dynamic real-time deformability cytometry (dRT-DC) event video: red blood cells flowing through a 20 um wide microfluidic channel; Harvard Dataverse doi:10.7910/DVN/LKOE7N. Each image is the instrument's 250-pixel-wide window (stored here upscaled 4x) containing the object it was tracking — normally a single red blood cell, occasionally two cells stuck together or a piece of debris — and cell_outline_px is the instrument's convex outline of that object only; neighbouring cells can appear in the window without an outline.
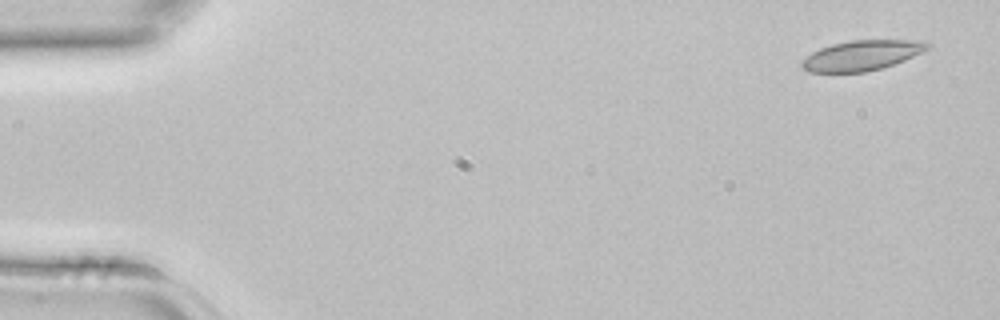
{"species": "common noctule bat (a hibernating species)", "species_latin": "Nyctalus noctula", "temperature_condition": "room temperature", "stored_images_in_passage": 3, "camera_frame_rate_fps": 3000, "um_per_image_px": 0.085, "animal": {"sex": "female", "body_mass_g": 22.7, "forearm_length_mm": 54.2}, "frame": {"image": 1, "passage_image": 1, "time_ms": 0.0, "image_size_px": [1000, 320], "cell_outline_px": [[928, 48], [904, 60], [880, 68], [864, 72], [808, 72], [800, 64], [812, 52], [820, 48], [832, 44], [852, 40], [924, 40], [928, 44]], "centroid_in_image_um": [73.23, 4.7], "position_along_channel_um": 11.8, "area_um2": 21.62}}
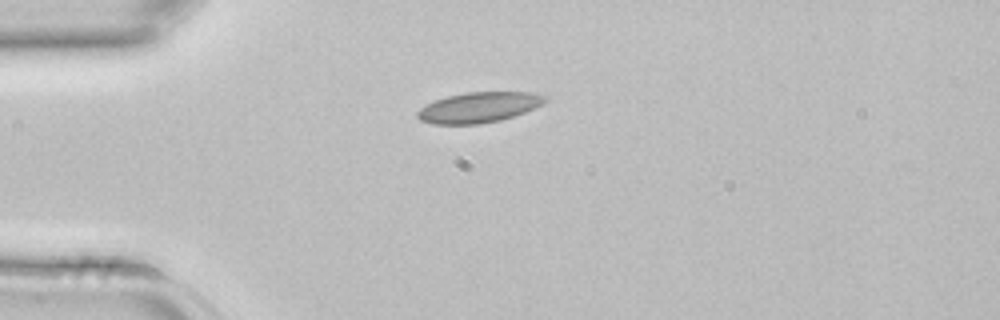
{"frame": {"image": 2, "passage_image": 3, "time_ms": 0.667, "image_size_px": [1000, 320], "cell_outline_px": [[548, 100], [544, 104], [524, 112], [500, 120], [480, 124], [432, 124], [420, 120], [416, 116], [416, 112], [420, 108], [436, 100], [448, 96], [468, 92], [532, 92], [548, 96]], "centroid_in_image_um": [40.73, 9.12], "position_along_channel_um": 44.3, "area_um2": 22.6}}